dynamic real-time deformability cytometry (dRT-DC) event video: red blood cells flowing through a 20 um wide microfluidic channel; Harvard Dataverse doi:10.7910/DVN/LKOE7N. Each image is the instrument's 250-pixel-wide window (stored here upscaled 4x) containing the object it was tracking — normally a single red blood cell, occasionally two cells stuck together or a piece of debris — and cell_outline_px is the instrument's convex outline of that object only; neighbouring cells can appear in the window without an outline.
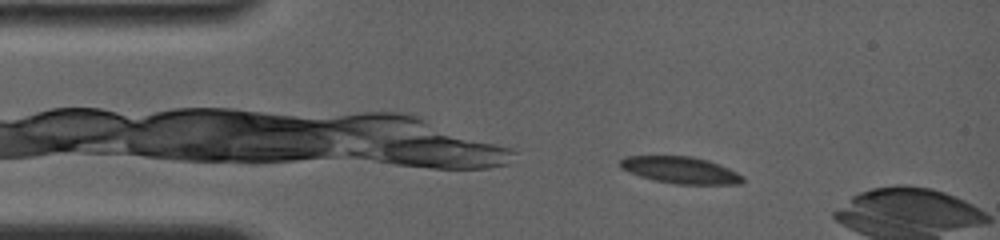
{"species": "common noctule bat (a hibernating species)", "species_latin": "Nyctalus noctula", "temperature_condition": "room temperature", "stored_images_in_passage": 19, "camera_frame_rate_fps": 4000, "um_per_image_px": 0.085, "animal": {"sex": "female", "body_mass_g": 19.0, "forearm_length_mm": 56.7}, "frame": {"image": 1, "passage_image": 2, "time_ms": 0.75, "image_size_px": [1000, 240], "cell_outline_px": [[744, 180], [740, 184], [676, 184], [652, 180], [628, 172], [620, 168], [620, 160], [624, 156], [692, 156], [708, 160], [720, 164], [744, 176]], "centroid_in_image_um": [57.83, 14.45], "position_along_channel_um": 27.2, "area_um2": 19.25}}
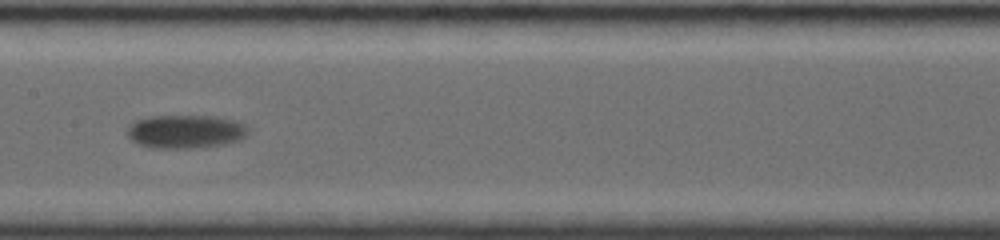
{"frame": {"image": 2, "passage_image": 11, "time_ms": 6.5, "image_size_px": [1000, 240], "cell_outline_px": [[248, 132], [244, 136], [236, 140], [224, 144], [192, 148], [152, 148], [140, 144], [132, 140], [128, 136], [128, 128], [136, 120], [148, 116], [212, 116], [232, 120], [244, 124], [248, 128]], "centroid_in_image_um": [15.74, 11.18], "position_along_channel_um": 191.7, "area_um2": 23.24}}
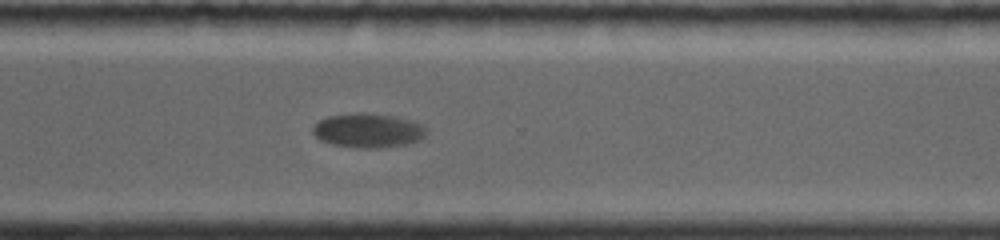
{"frame": {"image": 3, "passage_image": 19, "time_ms": 10.5, "image_size_px": [1000, 240], "cell_outline_px": [[428, 132], [420, 140], [404, 144], [376, 148], [360, 148], [332, 144], [320, 140], [312, 132], [312, 128], [320, 120], [328, 116], [360, 112], [392, 116], [416, 120], [424, 124], [428, 128]], "centroid_in_image_um": [31.34, 11.08], "position_along_channel_um": 339.3, "area_um2": 22.77}}